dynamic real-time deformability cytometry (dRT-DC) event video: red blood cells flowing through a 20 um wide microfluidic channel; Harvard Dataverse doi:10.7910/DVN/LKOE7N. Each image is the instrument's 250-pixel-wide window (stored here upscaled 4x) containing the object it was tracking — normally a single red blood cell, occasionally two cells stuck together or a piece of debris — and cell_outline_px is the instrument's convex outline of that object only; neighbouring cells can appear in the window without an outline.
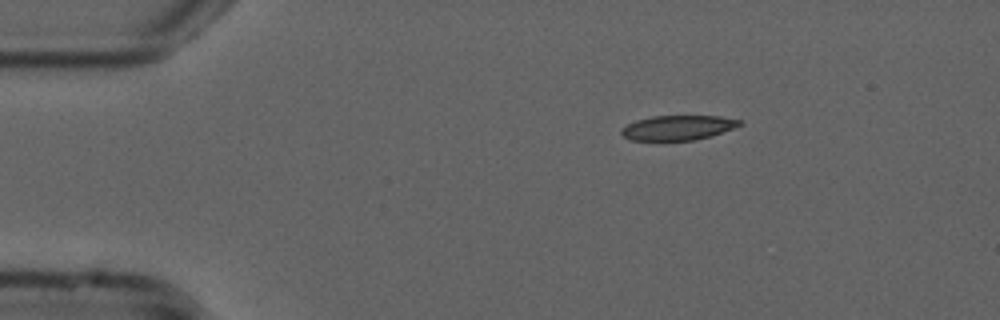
{"species": "common noctule bat (a hibernating species)", "species_latin": "Nyctalus noctula", "temperature_condition": "cold", "stored_images_in_passage": 39, "camera_frame_rate_fps": 3000, "um_per_image_px": 0.085, "animal": {"sex": "male", "forearm_length_mm": 52.5}, "frame": {"image": 1, "passage_image": 1, "time_ms": 0.0, "image_size_px": [1000, 320], "cell_outline_px": [[744, 124], [712, 136], [696, 140], [632, 140], [624, 136], [620, 132], [620, 128], [636, 120], [652, 116], [720, 116], [740, 120]], "centroid_in_image_um": [57.63, 10.85], "position_along_channel_um": 27.4, "area_um2": 17.05}}
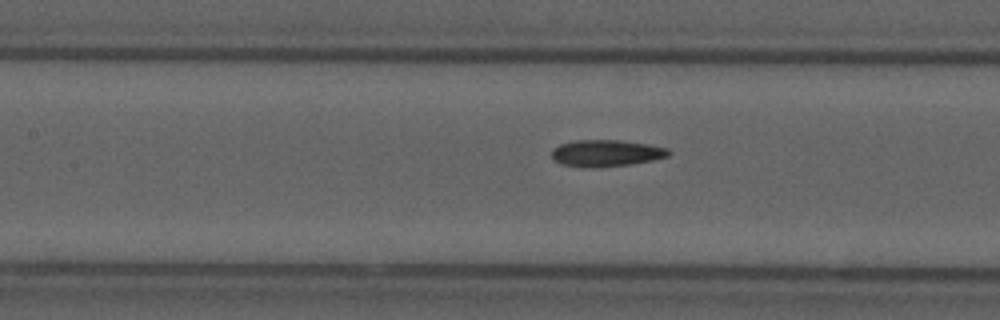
{"frame": {"image": 2, "passage_image": 16, "time_ms": 5.0, "image_size_px": [1000, 320], "cell_outline_px": [[672, 152], [668, 156], [652, 160], [632, 164], [596, 168], [592, 168], [560, 164], [552, 160], [552, 148], [560, 144], [576, 140], [620, 140], [648, 144], [668, 148]], "centroid_in_image_um": [51.51, 13.02], "position_along_channel_um": 155.9, "area_um2": 18.38}}
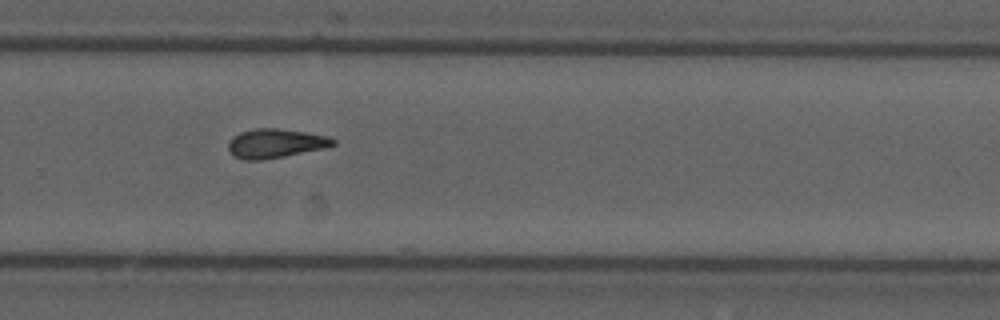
{"frame": {"image": 3, "passage_image": 28, "time_ms": 9.0, "image_size_px": [1000, 320], "cell_outline_px": [[336, 144], [324, 148], [264, 160], [244, 160], [232, 156], [228, 152], [228, 144], [232, 136], [240, 132], [256, 128], [276, 128], [304, 132], [328, 136], [336, 140]], "centroid_in_image_um": [23.37, 12.19], "position_along_channel_um": 306.4, "area_um2": 17.86}, "authors_computed_cell_mechanics": {"area_um2": 17.5712, "velocity_mm_per_s": 3.7786, "shape_relaxation_time_tau1_ms": null, "shape_relaxation_time_tau2_ms": 5.1402, "deformation_change_tau1": null, "deformation_change_tau2": 0.1286}}